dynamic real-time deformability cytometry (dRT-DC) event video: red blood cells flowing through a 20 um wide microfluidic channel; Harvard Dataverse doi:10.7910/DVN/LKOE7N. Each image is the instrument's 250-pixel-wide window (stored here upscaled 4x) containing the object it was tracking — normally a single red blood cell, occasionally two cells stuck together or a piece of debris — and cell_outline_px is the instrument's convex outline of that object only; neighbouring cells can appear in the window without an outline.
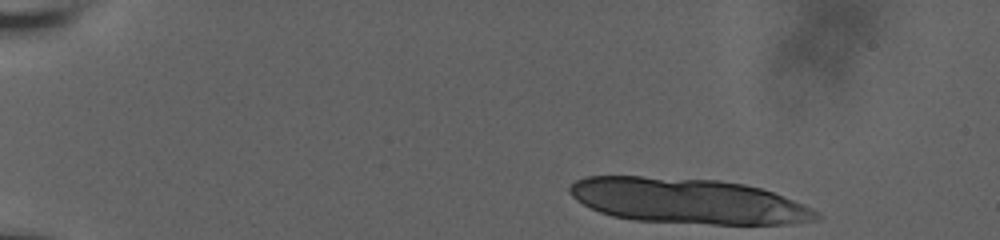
{"species": "human", "species_latin": "Homo sapiens", "temperature_condition": "room temperature", "stored_images_in_passage": 32, "camera_frame_rate_fps": 3000, "um_per_image_px": 0.085, "donor": {"sex": "male"}, "frame": {"image": 1, "passage_image": 1, "time_ms": 0.0, "image_size_px": [1000, 240], "cell_outline_px": [[824, 216], [820, 220], [784, 224], [712, 224], [632, 220], [612, 216], [600, 212], [576, 200], [568, 192], [568, 188], [576, 180], [584, 176], [640, 176], [720, 180], [744, 184], [760, 188], [772, 192], [812, 208]], "centroid_in_image_um": [58.47, 17.08], "position_along_channel_um": 26.5, "area_um2": 65.26}}
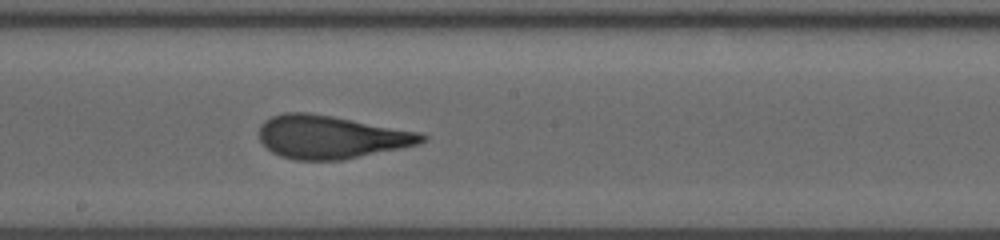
{"frame": {"image": 2, "passage_image": 15, "time_ms": 8.667, "image_size_px": [1000, 240], "cell_outline_px": [[428, 136], [424, 140], [416, 144], [340, 160], [296, 160], [280, 156], [272, 152], [260, 140], [260, 124], [264, 120], [272, 116], [284, 112], [308, 112], [332, 116], [420, 132]], "centroid_in_image_um": [28.07, 11.63], "position_along_channel_um": 220.1, "area_um2": 40.34}}
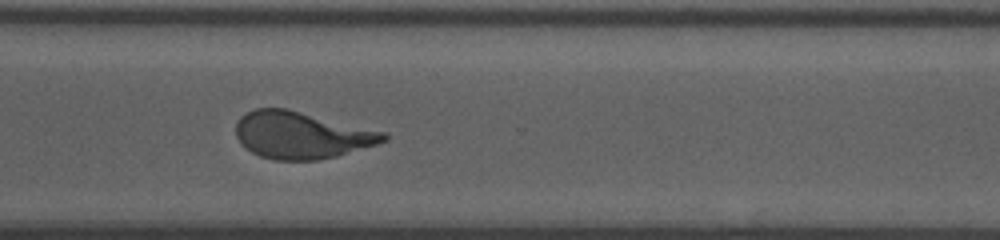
{"frame": {"image": 3, "passage_image": 25, "time_ms": 12.0, "image_size_px": [1000, 240], "cell_outline_px": [[388, 140], [376, 144], [336, 156], [316, 160], [272, 160], [260, 156], [252, 152], [240, 144], [236, 136], [236, 124], [240, 116], [256, 108], [288, 108], [384, 132], [388, 136]], "centroid_in_image_um": [25.58, 11.48], "position_along_channel_um": 345.0, "area_um2": 40.34}, "authors_computed_cell_mechanics": {"area_um2": 40.5178, "velocity_mm_per_s": 3.7502, "shape_relaxation_time_tau1_ms": 5.8211, "shape_relaxation_time_tau2_ms": 0.7117, "deformation_change_tau1": 0.2214, "deformation_change_tau2": 0.0876}}